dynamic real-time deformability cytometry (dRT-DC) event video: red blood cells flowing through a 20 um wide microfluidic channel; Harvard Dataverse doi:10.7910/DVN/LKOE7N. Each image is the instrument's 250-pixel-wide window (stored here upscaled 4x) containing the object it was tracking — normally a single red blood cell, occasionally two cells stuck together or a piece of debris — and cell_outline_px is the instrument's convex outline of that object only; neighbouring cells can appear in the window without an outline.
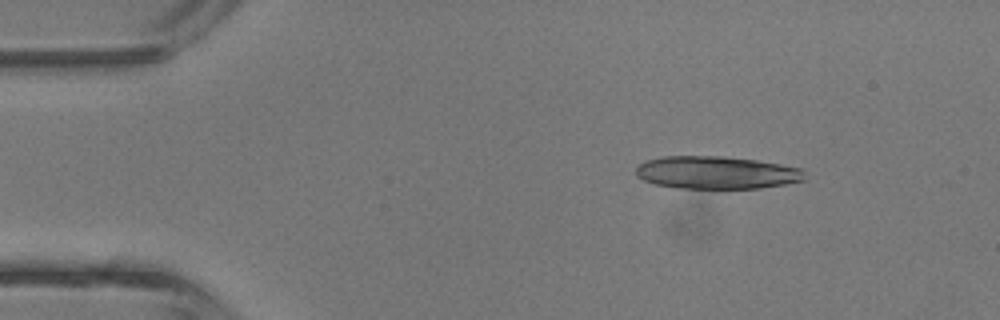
{"species": "common noctule bat (a hibernating species)", "species_latin": "Nyctalus noctula", "temperature_condition": "room temperature", "stored_images_in_passage": 5, "camera_frame_rate_fps": 3000, "um_per_image_px": 0.085, "animal": {"sex": "male", "body_mass_g": 13.3}, "frame": {"image": 1, "passage_image": 2, "time_ms": 1.333, "image_size_px": [1000, 320], "cell_outline_px": [[804, 180], [784, 184], [760, 188], [680, 188], [656, 184], [644, 180], [636, 176], [636, 168], [640, 164], [648, 160], [664, 156], [724, 156], [756, 160], [780, 164], [800, 168], [804, 172]], "centroid_in_image_um": [60.9, 14.66], "position_along_channel_um": 24.1, "area_um2": 31.96}}